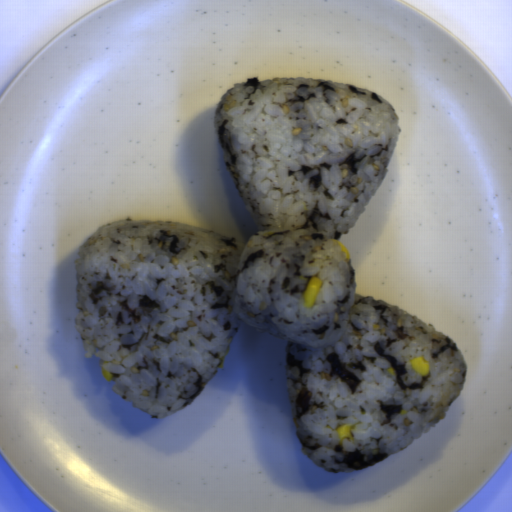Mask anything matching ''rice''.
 I'll return each mask as SVG.
<instances>
[{
  "label": "rice",
  "mask_w": 512,
  "mask_h": 512,
  "mask_svg": "<svg viewBox=\"0 0 512 512\" xmlns=\"http://www.w3.org/2000/svg\"><path fill=\"white\" fill-rule=\"evenodd\" d=\"M227 171L258 225L248 240L167 221L101 226L75 258L86 359L161 419L202 392L242 324L285 342L296 435L327 472L362 471L443 420L467 381L454 340L356 293L339 244L388 173L401 132L390 102L332 80L235 83L213 120ZM322 287L311 308L303 292ZM424 356L430 374L410 366ZM350 424L354 439L338 442Z\"/></svg>",
  "instance_id": "obj_1"
}]
</instances>
